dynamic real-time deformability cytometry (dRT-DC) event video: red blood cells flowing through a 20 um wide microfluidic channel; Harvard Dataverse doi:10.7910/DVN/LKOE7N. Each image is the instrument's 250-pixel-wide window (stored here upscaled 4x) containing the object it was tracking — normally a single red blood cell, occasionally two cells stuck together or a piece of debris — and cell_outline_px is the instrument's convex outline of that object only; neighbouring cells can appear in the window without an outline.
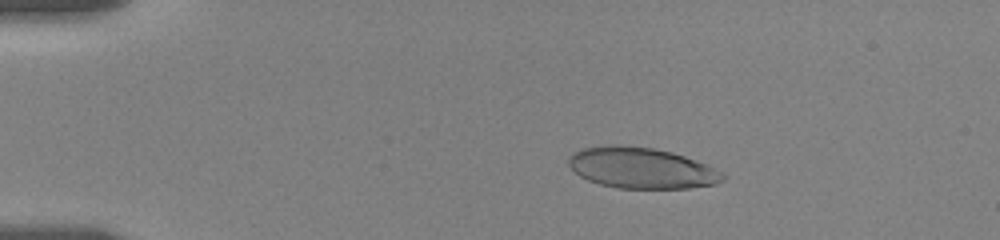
{"species": "human", "species_latin": "Homo sapiens", "temperature_condition": "room temperature", "stored_images_in_passage": 58, "camera_frame_rate_fps": 3000, "um_per_image_px": 0.085, "donor": {"sex": "female"}, "frame": {"image": 1, "passage_image": 11, "time_ms": 3.333, "image_size_px": [1000, 240], "cell_outline_px": [[728, 176], [724, 180], [716, 184], [688, 188], [616, 188], [600, 184], [588, 180], [580, 176], [568, 164], [568, 156], [572, 152], [580, 148], [608, 144], [620, 144], [652, 148], [672, 152], [684, 156], [724, 172]], "centroid_in_image_um": [54.5, 14.27], "position_along_channel_um": 30.5, "area_um2": 37.05}}
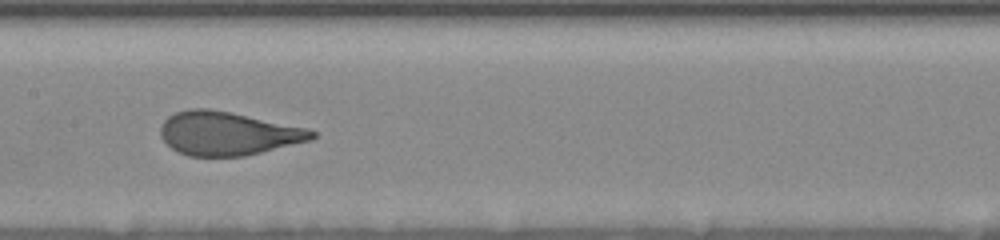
{"frame": {"image": 2, "passage_image": 30, "time_ms": 9.667, "image_size_px": [1000, 240], "cell_outline_px": [[316, 136], [312, 140], [244, 156], [188, 156], [176, 152], [160, 136], [160, 128], [164, 120], [168, 116], [176, 112], [188, 108], [208, 108], [232, 112], [308, 128], [316, 132]], "centroid_in_image_um": [19.35, 11.34], "position_along_channel_um": 188.0, "area_um2": 38.61}}
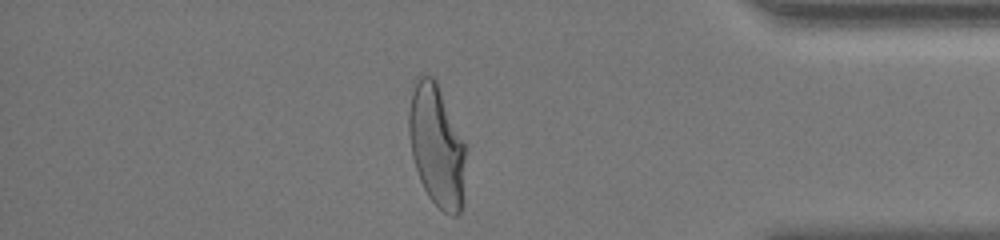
{"frame": {"image": 3, "passage_image": 50, "time_ms": 16.333, "image_size_px": [1000, 240], "cell_outline_px": [[464, 156], [460, 212], [456, 216], [452, 216], [444, 212], [428, 196], [420, 180], [412, 156], [408, 132], [408, 112], [412, 92], [416, 76], [432, 76], [436, 80], [464, 144]], "centroid_in_image_um": [37.06, 12.35], "position_along_channel_um": 398.1, "area_um2": 39.36}, "authors_computed_cell_mechanics": {"area_um2": 38.6393, "velocity_mm_per_s": 3.5117, "shape_relaxation_time_tau1_ms": 4.8969, "shape_relaxation_time_tau2_ms": null, "deformation_change_tau1": 0.1949, "deformation_change_tau2": null}}